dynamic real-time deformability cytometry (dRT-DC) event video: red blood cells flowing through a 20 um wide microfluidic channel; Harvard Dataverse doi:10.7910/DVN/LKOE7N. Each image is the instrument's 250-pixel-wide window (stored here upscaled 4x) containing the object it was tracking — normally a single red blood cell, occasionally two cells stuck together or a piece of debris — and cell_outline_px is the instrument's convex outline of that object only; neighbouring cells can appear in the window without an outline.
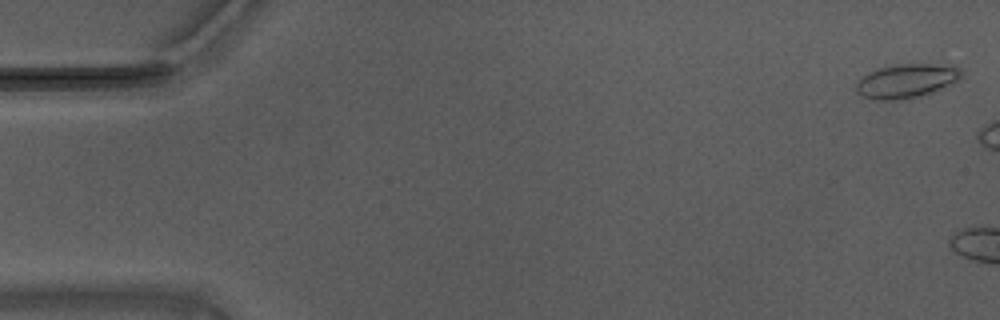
{"species": "Egyptian fruit bat (a non-hibernating species)", "species_latin": "Rousettus aegyptiacus", "temperature_condition": "warm", "stored_images_in_passage": 6, "camera_frame_rate_fps": 3000, "um_per_image_px": 0.085, "animal": {"sex": "male"}, "frame": {"image": 1, "passage_image": 2, "time_ms": 0.333, "image_size_px": [1000, 320], "cell_outline_px": [[960, 80], [932, 92], [920, 96], [892, 100], [872, 100], [856, 92], [856, 84], [860, 76], [868, 72], [880, 68], [896, 64], [932, 64], [960, 68]], "centroid_in_image_um": [76.98, 6.88], "position_along_channel_um": 8.0, "area_um2": 20.63}}